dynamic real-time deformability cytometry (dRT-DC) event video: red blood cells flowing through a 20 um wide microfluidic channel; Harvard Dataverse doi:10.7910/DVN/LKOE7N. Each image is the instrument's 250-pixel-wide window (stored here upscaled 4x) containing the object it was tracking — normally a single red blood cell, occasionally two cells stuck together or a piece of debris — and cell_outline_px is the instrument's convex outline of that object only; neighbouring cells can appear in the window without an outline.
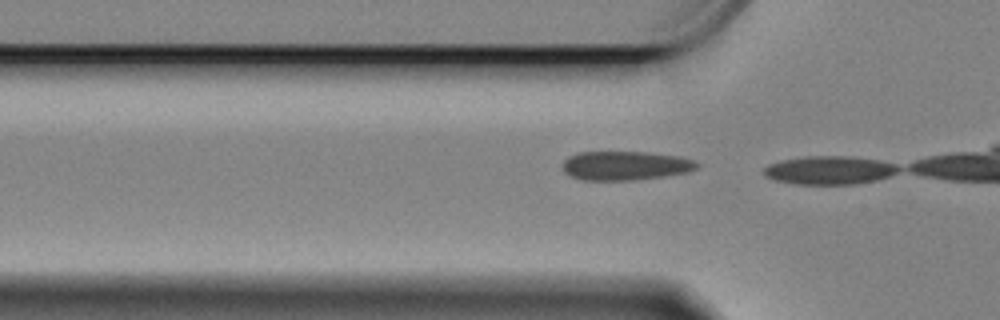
{"species": "Egyptian fruit bat (a non-hibernating species)", "species_latin": "Rousettus aegyptiacus", "temperature_condition": "cold", "stored_images_in_passage": 3, "camera_frame_rate_fps": 3000, "um_per_image_px": 0.085, "animal": {"sex": "female"}, "frame": {"image": 1, "passage_image": 2, "time_ms": 0.333, "image_size_px": [1000, 320], "cell_outline_px": [[700, 164], [696, 168], [688, 172], [632, 180], [584, 180], [572, 176], [564, 172], [564, 160], [568, 156], [580, 152], [644, 152], [676, 156], [692, 160]], "centroid_in_image_um": [53.12, 14.07], "position_along_channel_um": 72.7, "area_um2": 22.31}}